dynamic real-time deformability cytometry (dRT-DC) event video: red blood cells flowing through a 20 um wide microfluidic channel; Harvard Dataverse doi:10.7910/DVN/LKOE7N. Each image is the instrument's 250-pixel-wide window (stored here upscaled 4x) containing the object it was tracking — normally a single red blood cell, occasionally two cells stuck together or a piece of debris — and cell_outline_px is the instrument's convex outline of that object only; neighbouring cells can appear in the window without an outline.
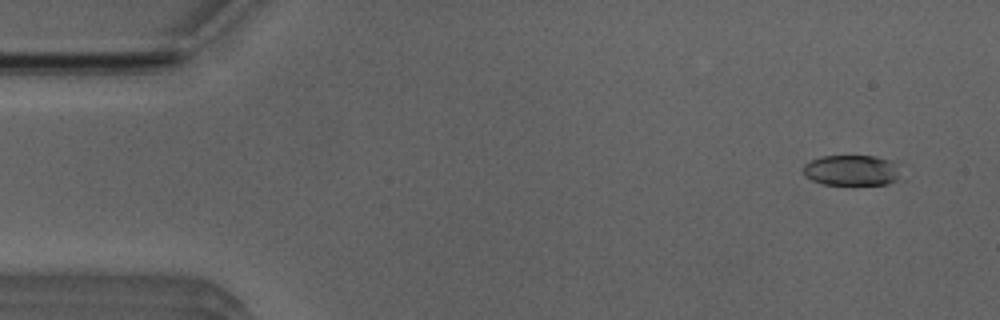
{"species": "Egyptian fruit bat (a non-hibernating species)", "species_latin": "Rousettus aegyptiacus", "temperature_condition": "room temperature", "stored_images_in_passage": 39, "camera_frame_rate_fps": 3000, "um_per_image_px": 0.085, "animal": {"sex": "male"}, "frame": {"image": 1, "passage_image": 3, "time_ms": 0.667, "image_size_px": [1000, 320], "cell_outline_px": [[896, 180], [888, 184], [824, 184], [812, 180], [804, 176], [800, 172], [800, 168], [804, 164], [820, 156], [876, 156], [888, 160], [896, 164]], "centroid_in_image_um": [72.26, 14.47], "position_along_channel_um": 12.7, "area_um2": 17.22}}
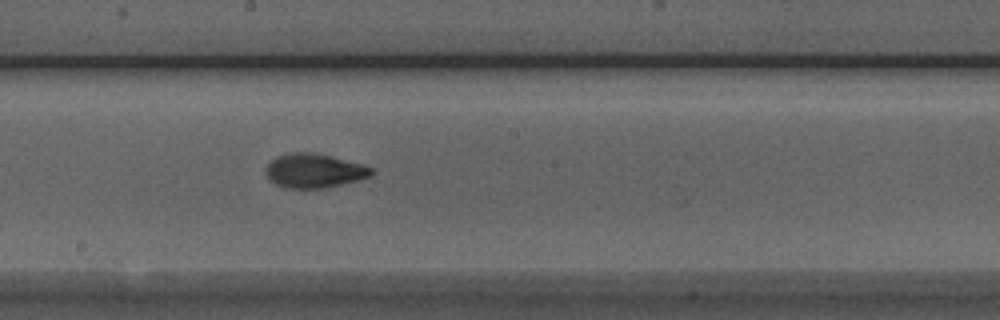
{"frame": {"image": 2, "passage_image": 27, "time_ms": 8.667, "image_size_px": [1000, 320], "cell_outline_px": [[372, 172], [368, 176], [356, 180], [324, 188], [288, 188], [276, 184], [268, 176], [264, 168], [276, 156], [288, 152], [312, 152], [364, 164], [372, 168]], "centroid_in_image_um": [26.67, 14.49], "position_along_channel_um": 221.5, "area_um2": 20.69}}
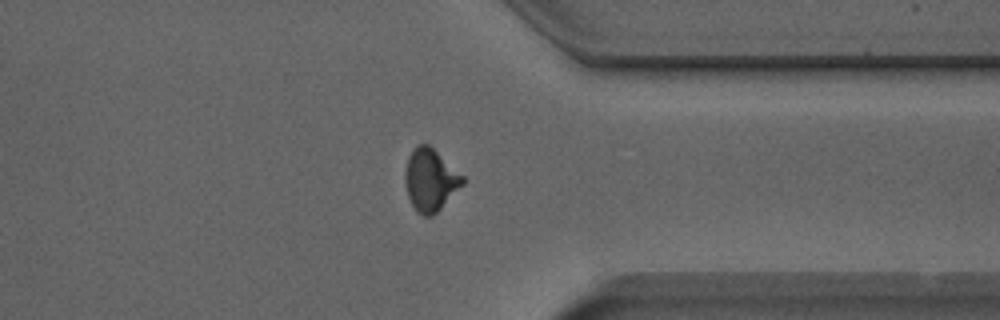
{"frame": {"image": 3, "passage_image": 39, "time_ms": 12.667, "image_size_px": [1000, 320], "cell_outline_px": [[464, 184], [432, 216], [424, 216], [416, 212], [408, 196], [404, 184], [404, 172], [408, 156], [412, 148], [416, 144], [428, 144], [464, 176]], "centroid_in_image_um": [36.55, 15.28], "position_along_channel_um": 374.9, "area_um2": 20.92}, "authors_computed_cell_mechanics": {"area_um2": 20.4612, "velocity_mm_per_s": 3.987, "shape_relaxation_time_tau1_ms": 3.7567, "shape_relaxation_time_tau2_ms": 1.6495, "deformation_change_tau1": 0.1621, "deformation_change_tau2": 0.069}}